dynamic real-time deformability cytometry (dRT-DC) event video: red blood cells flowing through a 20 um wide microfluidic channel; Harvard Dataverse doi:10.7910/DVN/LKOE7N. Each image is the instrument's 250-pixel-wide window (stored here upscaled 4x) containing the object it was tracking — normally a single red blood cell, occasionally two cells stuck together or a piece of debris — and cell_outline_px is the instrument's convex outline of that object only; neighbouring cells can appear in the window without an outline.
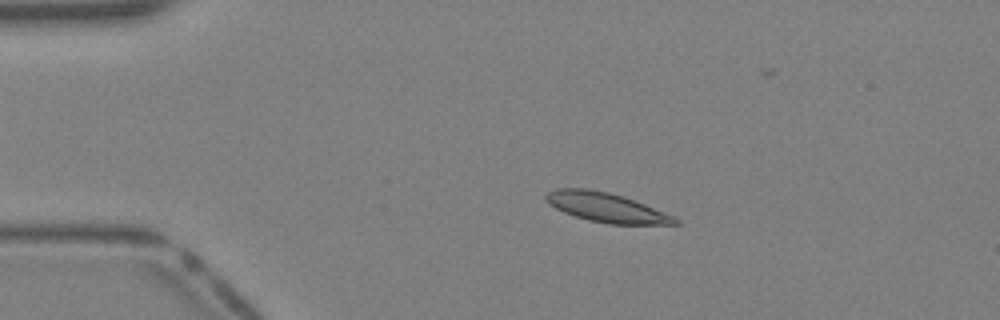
{"species": "Egyptian fruit bat (a non-hibernating species)", "species_latin": "Rousettus aegyptiacus", "temperature_condition": "warm", "stored_images_in_passage": 33, "camera_frame_rate_fps": 3000, "um_per_image_px": 0.085, "animal": {"sex": "female"}, "frame": {"image": 1, "passage_image": 2, "time_ms": 0.333, "image_size_px": [1000, 320], "cell_outline_px": [[680, 224], [608, 224], [588, 220], [564, 212], [548, 204], [544, 200], [544, 196], [548, 192], [556, 188], [588, 188], [608, 192], [624, 196], [644, 204], [672, 216], [680, 220]], "centroid_in_image_um": [51.48, 17.62], "position_along_channel_um": 33.5, "area_um2": 22.02}}
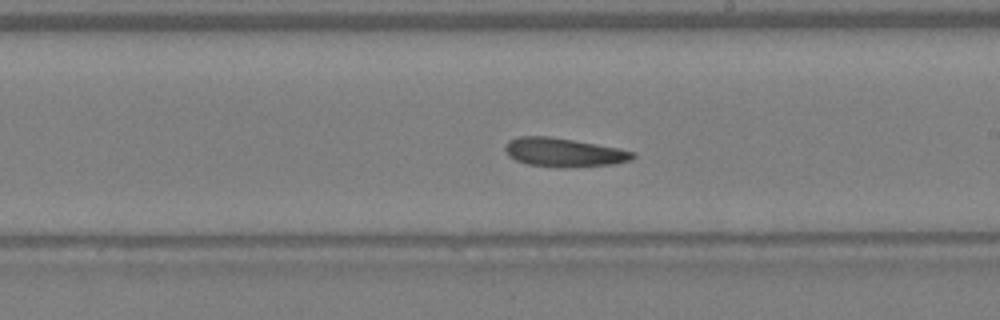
{"frame": {"image": 2, "passage_image": 17, "time_ms": 5.333, "image_size_px": [1000, 320], "cell_outline_px": [[636, 156], [632, 160], [612, 164], [560, 168], [528, 164], [516, 160], [504, 148], [508, 140], [516, 136], [548, 136], [620, 148], [636, 152]], "centroid_in_image_um": [47.96, 12.95], "position_along_channel_um": 241.0, "area_um2": 21.33}}
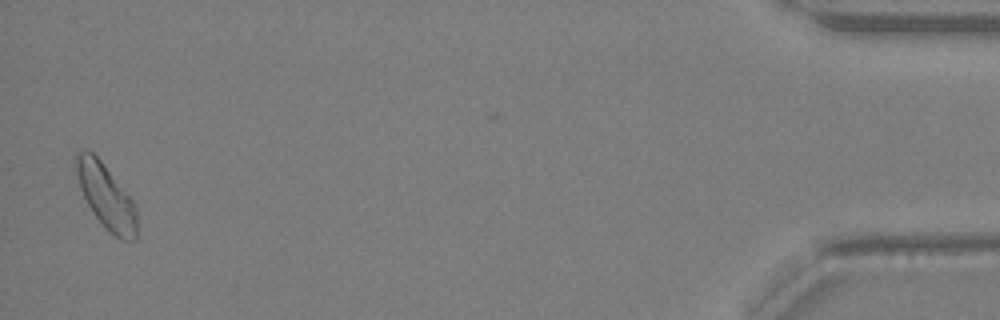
{"frame": {"image": 3, "passage_image": 33, "time_ms": 10.667, "image_size_px": [1000, 320], "cell_outline_px": [[136, 240], [120, 240], [108, 232], [104, 228], [88, 204], [80, 188], [72, 164], [72, 160], [84, 148], [92, 152], [100, 160], [136, 204]], "centroid_in_image_um": [8.99, 16.68], "position_along_channel_um": 426.2, "area_um2": 22.95}}